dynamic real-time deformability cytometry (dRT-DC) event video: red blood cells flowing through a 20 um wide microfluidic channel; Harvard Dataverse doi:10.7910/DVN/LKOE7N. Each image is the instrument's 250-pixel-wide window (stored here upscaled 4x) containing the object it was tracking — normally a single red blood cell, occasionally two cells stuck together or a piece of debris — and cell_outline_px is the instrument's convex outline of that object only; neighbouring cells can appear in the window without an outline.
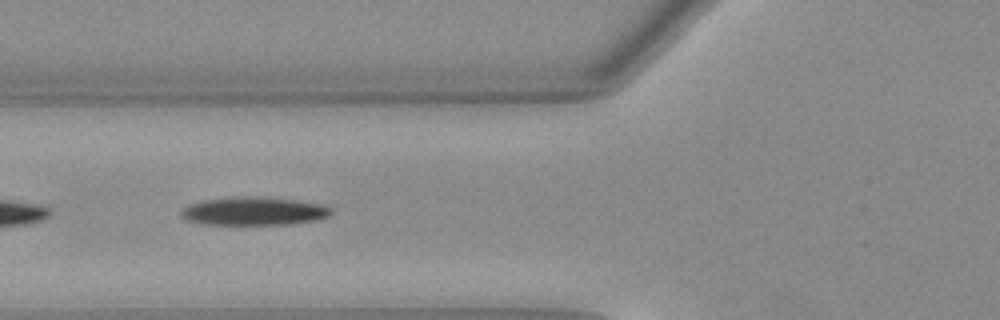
{"species": "Egyptian fruit bat (a non-hibernating species)", "species_latin": "Rousettus aegyptiacus", "temperature_condition": "warm", "stored_images_in_passage": 29, "camera_frame_rate_fps": 3000, "um_per_image_px": 0.085, "animal": {"sex": "female"}, "frame": {"image": 1, "passage_image": 13, "time_ms": 4.0, "image_size_px": [1000, 320], "cell_outline_px": [[332, 212], [328, 216], [312, 220], [288, 224], [204, 224], [188, 220], [180, 216], [180, 208], [188, 204], [204, 200], [228, 196], [264, 196], [296, 200], [324, 204], [332, 208]], "centroid_in_image_um": [21.53, 17.92], "position_along_channel_um": 104.3, "area_um2": 24.97}}
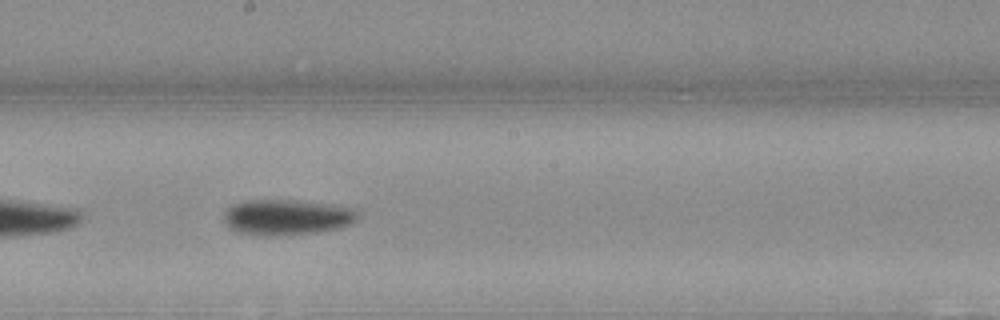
{"frame": {"image": 2, "passage_image": 22, "time_ms": 7.0, "image_size_px": [1000, 320], "cell_outline_px": [[356, 220], [348, 224], [336, 228], [316, 232], [288, 236], [240, 232], [228, 228], [224, 220], [224, 216], [228, 208], [232, 204], [244, 200], [296, 200], [356, 208]], "centroid_in_image_um": [24.35, 18.45], "position_along_channel_um": 223.9, "area_um2": 27.4}}
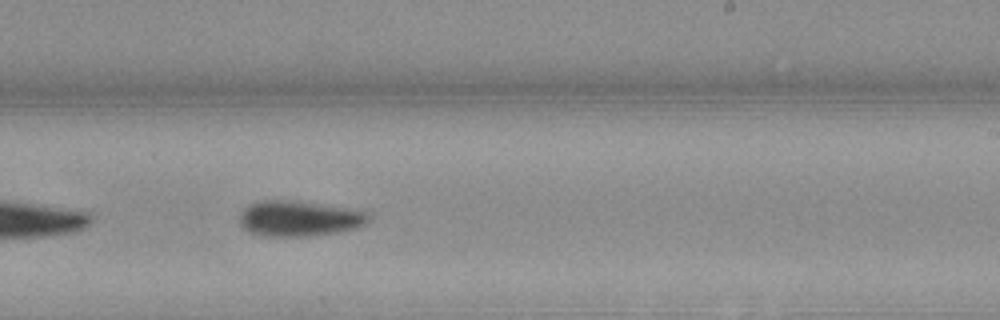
{"frame": {"image": 3, "passage_image": 25, "time_ms": 8.0, "image_size_px": [1000, 320], "cell_outline_px": [[368, 220], [364, 224], [356, 228], [336, 232], [300, 236], [264, 236], [248, 232], [240, 224], [240, 212], [248, 204], [260, 200], [292, 200], [344, 208], [368, 212]], "centroid_in_image_um": [25.34, 18.57], "position_along_channel_um": 263.7, "area_um2": 26.36}}